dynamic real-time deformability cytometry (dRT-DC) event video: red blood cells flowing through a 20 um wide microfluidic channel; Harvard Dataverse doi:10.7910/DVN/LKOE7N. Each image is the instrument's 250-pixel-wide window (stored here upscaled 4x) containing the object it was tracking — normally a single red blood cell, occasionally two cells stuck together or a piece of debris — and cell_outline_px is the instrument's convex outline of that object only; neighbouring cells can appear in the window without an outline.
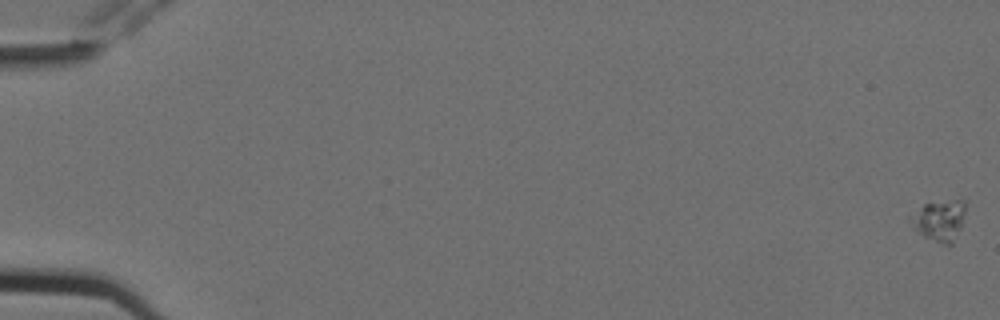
{"species": "Egyptian fruit bat (a non-hibernating species)", "species_latin": "Rousettus aegyptiacus", "temperature_condition": "cold", "stored_images_in_passage": 11, "camera_frame_rate_fps": 3000, "um_per_image_px": 0.085, "animal": {"sex": "female"}, "frame": {"image": 1, "passage_image": 1, "time_ms": 0.0, "image_size_px": [1000, 320], "cell_outline_px": [[964, 212], [960, 228], [952, 244], [940, 244], [924, 236], [912, 228], [908, 220], [908, 216], [924, 204], [956, 200], [964, 200]], "centroid_in_image_um": [79.79, 18.75], "position_along_channel_um": 5.2, "area_um2": 12.95}}
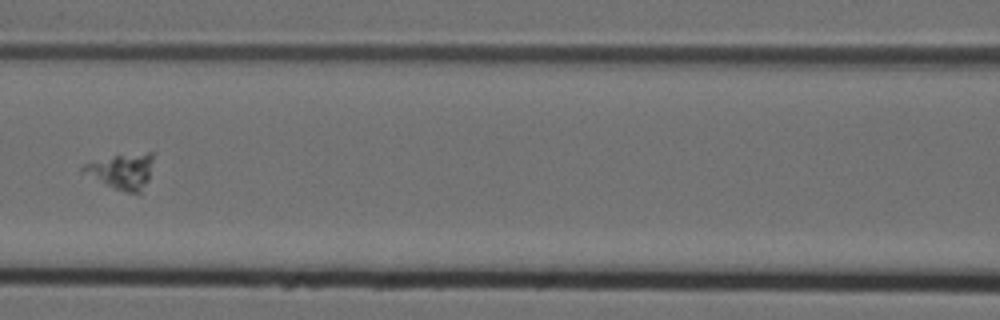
{"frame": {"image": 2, "passage_image": 8, "time_ms": 2.333, "image_size_px": [1000, 320], "cell_outline_px": [[152, 160], [148, 180], [140, 192], [128, 192], [112, 188], [104, 184], [80, 168], [84, 164], [116, 156], [148, 152], [152, 152]], "centroid_in_image_um": [10.39, 14.56], "position_along_channel_um": 156.2, "area_um2": 13.76}}
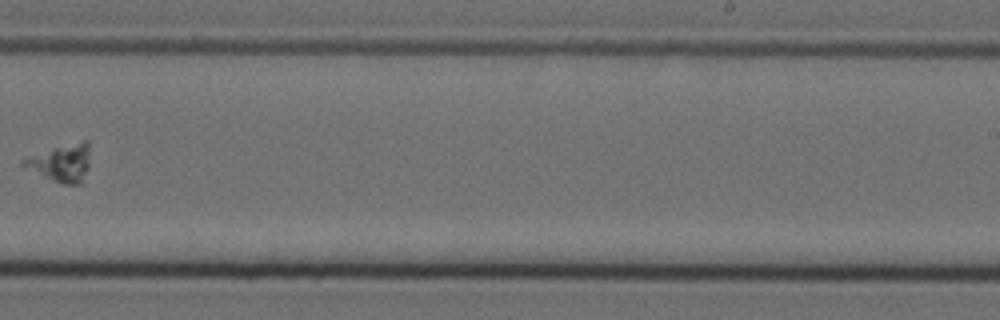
{"frame": {"image": 3, "passage_image": 11, "time_ms": 3.333, "image_size_px": [1000, 320], "cell_outline_px": [[88, 168], [84, 184], [60, 184], [20, 164], [20, 160], [56, 148], [84, 140], [88, 140]], "centroid_in_image_um": [5.26, 13.89], "position_along_channel_um": 283.7, "area_um2": 14.05}}